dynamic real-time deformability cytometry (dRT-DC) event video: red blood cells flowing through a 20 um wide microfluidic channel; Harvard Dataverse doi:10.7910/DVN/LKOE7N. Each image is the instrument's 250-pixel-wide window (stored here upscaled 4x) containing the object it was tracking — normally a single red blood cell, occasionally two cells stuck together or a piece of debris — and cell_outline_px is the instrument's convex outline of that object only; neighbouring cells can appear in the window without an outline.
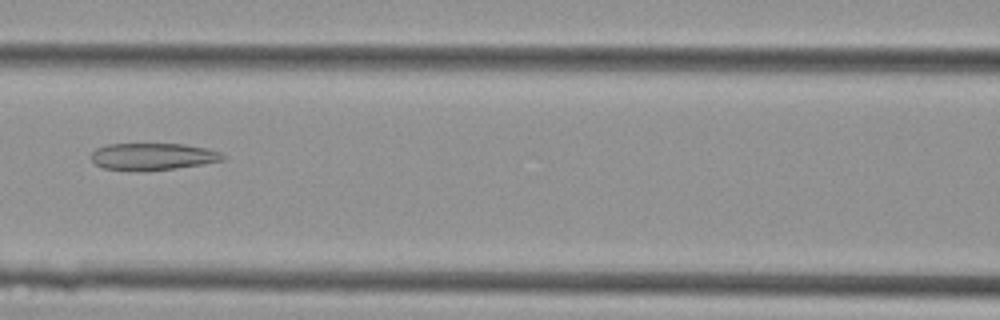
{"species": "Egyptian fruit bat (a non-hibernating species)", "species_latin": "Rousettus aegyptiacus", "temperature_condition": "cold", "stored_images_in_passage": 33, "camera_frame_rate_fps": 3000, "um_per_image_px": 0.085, "animal": {"sex": "female"}, "frame": {"image": 1, "passage_image": 9, "time_ms": 2.667, "image_size_px": [1000, 320], "cell_outline_px": [[228, 156], [224, 160], [204, 164], [176, 168], [144, 172], [104, 168], [96, 164], [92, 160], [92, 152], [96, 148], [108, 144], [184, 144], [208, 148], [220, 152]], "centroid_in_image_um": [13.04, 13.31], "position_along_channel_um": 153.6, "area_um2": 20.98}}
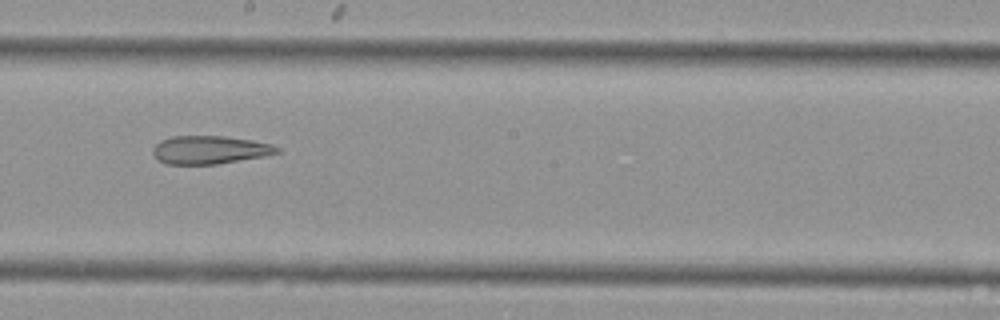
{"frame": {"image": 2, "passage_image": 14, "time_ms": 4.333, "image_size_px": [1000, 320], "cell_outline_px": [[280, 152], [264, 156], [216, 164], [168, 164], [160, 160], [152, 152], [152, 148], [160, 140], [172, 136], [224, 136], [252, 140], [272, 144], [280, 148]], "centroid_in_image_um": [17.84, 12.73], "position_along_channel_um": 230.4, "area_um2": 20.29}}
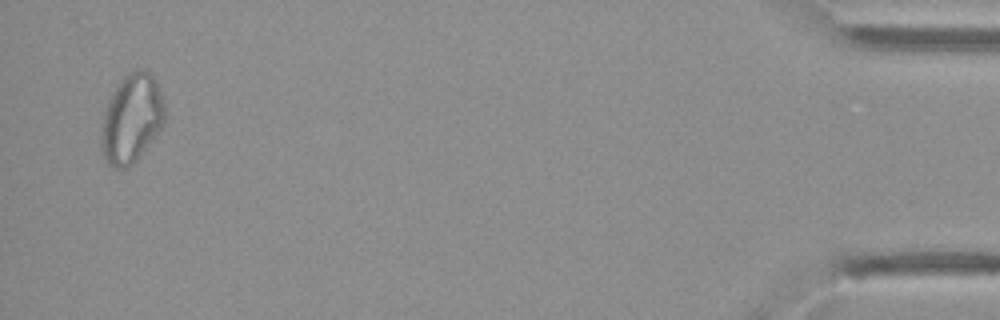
{"frame": {"image": 3, "passage_image": 32, "time_ms": 10.333, "image_size_px": [1000, 320], "cell_outline_px": [[164, 124], [152, 140], [136, 160], [132, 164], [124, 168], [112, 168], [108, 164], [100, 148], [100, 132], [104, 112], [108, 100], [120, 80], [128, 72], [136, 68], [148, 68], [152, 72], [160, 92], [164, 104]], "centroid_in_image_um": [11.17, 10.05], "position_along_channel_um": 424.0, "area_um2": 33.12}}